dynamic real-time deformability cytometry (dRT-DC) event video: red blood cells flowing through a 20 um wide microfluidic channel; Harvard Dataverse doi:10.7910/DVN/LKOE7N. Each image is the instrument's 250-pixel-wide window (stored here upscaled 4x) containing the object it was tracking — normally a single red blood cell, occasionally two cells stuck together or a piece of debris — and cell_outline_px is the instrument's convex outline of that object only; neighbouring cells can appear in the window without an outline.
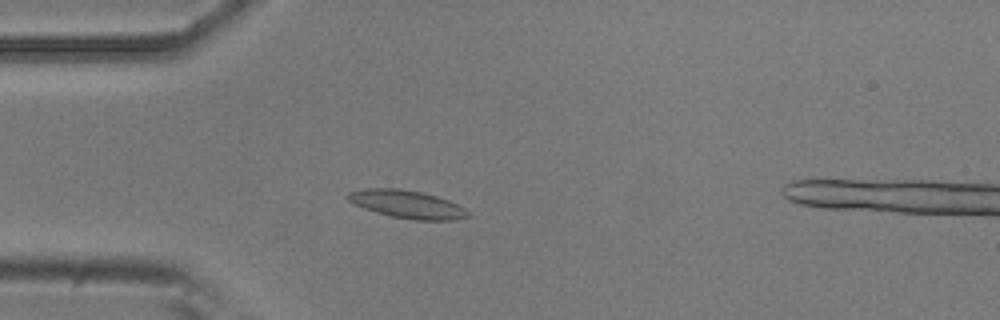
{"species": "common noctule bat (a hibernating species)", "species_latin": "Nyctalus noctula", "temperature_condition": "room temperature", "stored_images_in_passage": 9, "camera_frame_rate_fps": 3000, "um_per_image_px": 0.085, "animal": {"sex": "male", "body_mass_g": 20.5, "forearm_length_mm": 52.5}, "frame": {"image": 1, "passage_image": 8, "time_ms": 2.333, "image_size_px": [1000, 320], "cell_outline_px": [[472, 216], [456, 220], [416, 220], [392, 216], [376, 212], [364, 208], [348, 200], [344, 196], [348, 192], [368, 188], [396, 188], [420, 192], [436, 196], [448, 200], [464, 208]], "centroid_in_image_um": [34.61, 17.36], "position_along_channel_um": 50.4, "area_um2": 19.36}}